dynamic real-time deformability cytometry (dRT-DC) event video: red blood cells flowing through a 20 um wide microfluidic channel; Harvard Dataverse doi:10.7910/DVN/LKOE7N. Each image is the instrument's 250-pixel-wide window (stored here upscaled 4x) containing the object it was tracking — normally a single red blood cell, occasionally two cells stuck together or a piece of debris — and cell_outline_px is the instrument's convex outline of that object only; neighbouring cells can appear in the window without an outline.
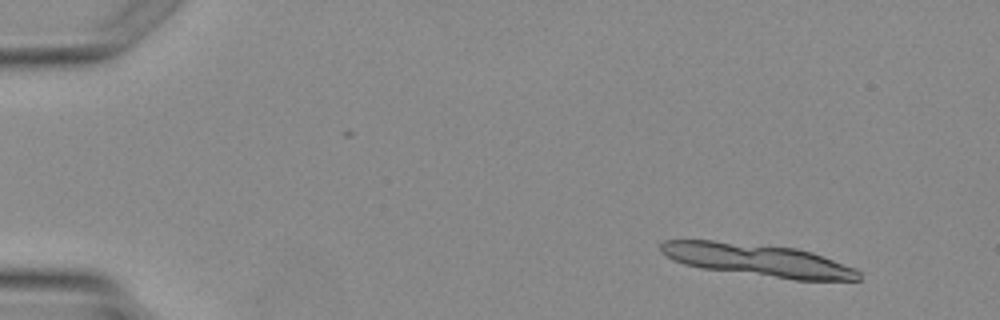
{"species": "Egyptian fruit bat (a non-hibernating species)", "species_latin": "Rousettus aegyptiacus", "temperature_condition": "warm", "stored_images_in_passage": 4, "camera_frame_rate_fps": 3000, "um_per_image_px": 0.085, "animal": {"sex": "female"}, "frame": {"image": 1, "passage_image": 1, "time_ms": 0.0, "image_size_px": [1000, 320], "cell_outline_px": [[860, 280], [796, 280], [700, 268], [684, 264], [672, 260], [660, 252], [660, 244], [664, 240], [712, 240], [796, 248], [812, 252], [856, 268], [860, 272]], "centroid_in_image_um": [64.4, 22.11], "position_along_channel_um": 20.6, "area_um2": 37.51}}